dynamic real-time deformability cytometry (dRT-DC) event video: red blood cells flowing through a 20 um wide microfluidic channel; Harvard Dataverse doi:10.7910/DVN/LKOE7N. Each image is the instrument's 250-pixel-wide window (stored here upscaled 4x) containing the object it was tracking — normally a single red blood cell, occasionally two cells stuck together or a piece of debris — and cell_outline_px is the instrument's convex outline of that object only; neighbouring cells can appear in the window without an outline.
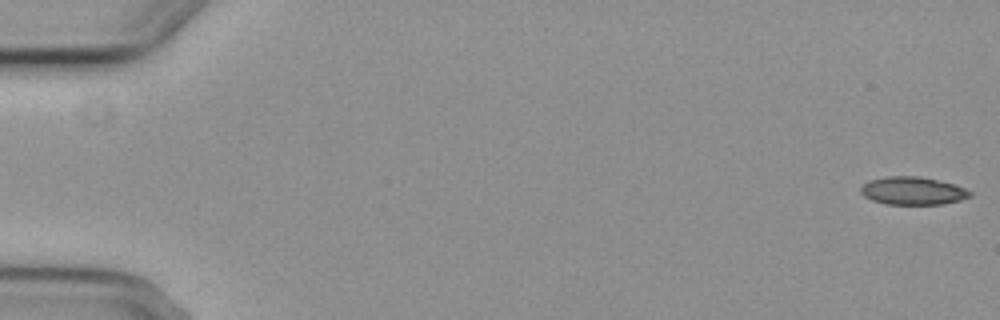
{"species": "common noctule bat (a hibernating species)", "species_latin": "Nyctalus noctula", "temperature_condition": "cold", "stored_images_in_passage": 5, "camera_frame_rate_fps": 3000, "um_per_image_px": 0.085, "animal": {"sex": "female", "body_mass_g": 29.2, "forearm_length_mm": 56.3}, "frame": {"image": 1, "passage_image": 1, "time_ms": 0.0, "image_size_px": [1000, 320], "cell_outline_px": [[972, 196], [960, 200], [944, 204], [884, 204], [872, 200], [864, 196], [860, 192], [860, 188], [868, 180], [888, 176], [920, 176], [952, 184], [964, 188], [972, 192]], "centroid_in_image_um": [77.56, 16.22], "position_along_channel_um": 7.4, "area_um2": 17.74}}
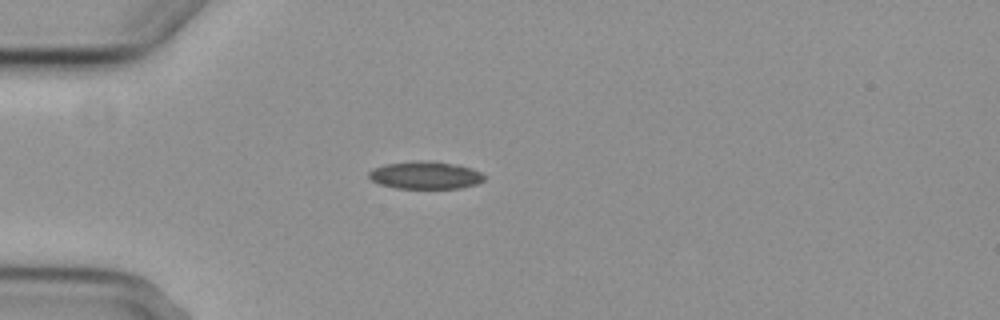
{"frame": {"image": 2, "passage_image": 5, "time_ms": 5.0, "image_size_px": [1000, 320], "cell_outline_px": [[488, 176], [484, 180], [476, 184], [460, 188], [396, 188], [380, 184], [372, 180], [368, 176], [368, 172], [372, 168], [388, 164], [420, 160], [424, 160], [456, 164], [472, 168]], "centroid_in_image_um": [36.18, 14.89], "position_along_channel_um": 48.8, "area_um2": 18.55}}